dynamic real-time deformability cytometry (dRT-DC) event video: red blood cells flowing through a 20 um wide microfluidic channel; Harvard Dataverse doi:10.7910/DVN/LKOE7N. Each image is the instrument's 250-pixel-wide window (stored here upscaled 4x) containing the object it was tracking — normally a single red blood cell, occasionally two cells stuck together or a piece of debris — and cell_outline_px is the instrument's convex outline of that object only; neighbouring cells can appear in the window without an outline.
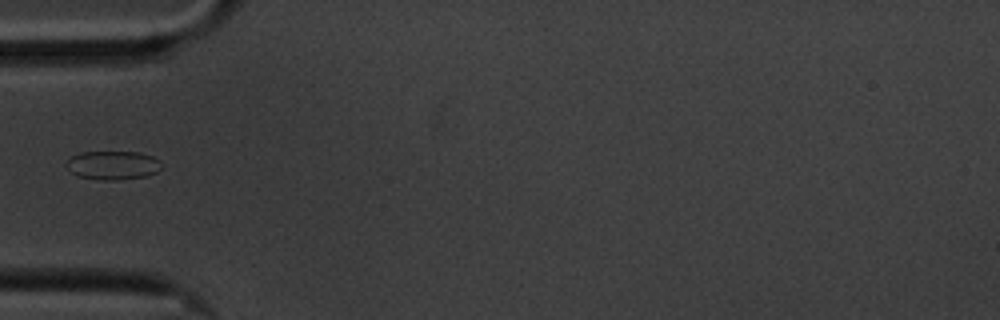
{"species": "common noctule bat (a hibernating species)", "species_latin": "Nyctalus noctula", "temperature_condition": "cold", "stored_images_in_passage": 41, "camera_frame_rate_fps": 3000, "um_per_image_px": 0.085, "animal": {"sex": "male", "body_mass_g": 20.1, "forearm_length_mm": 53.5}, "frame": {"image": 1, "passage_image": 1, "time_ms": 0.0, "image_size_px": [1000, 320], "cell_outline_px": [[160, 168], [156, 172], [148, 176], [116, 180], [100, 180], [80, 176], [72, 172], [68, 168], [68, 160], [72, 156], [80, 152], [140, 152], [152, 156], [160, 160]], "centroid_in_image_um": [9.63, 14.04], "position_along_channel_um": 75.4, "area_um2": 15.78}}
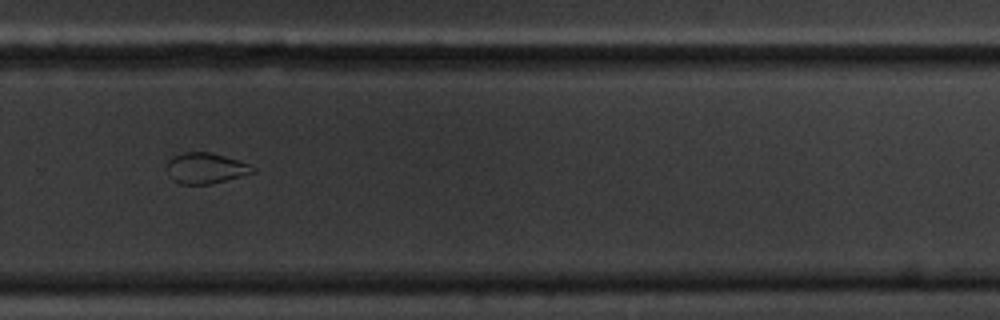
{"frame": {"image": 2, "passage_image": 22, "time_ms": 7.0, "image_size_px": [1000, 320], "cell_outline_px": [[256, 172], [208, 184], [180, 184], [172, 180], [168, 164], [168, 160], [172, 156], [184, 152], [212, 152], [248, 164], [256, 168]], "centroid_in_image_um": [17.48, 14.29], "position_along_channel_um": 312.3, "area_um2": 15.09}}
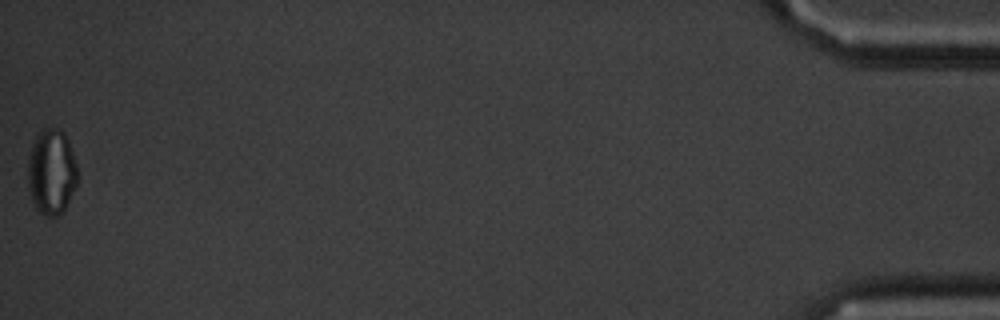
{"frame": {"image": 3, "passage_image": 41, "time_ms": 13.333, "image_size_px": [1000, 320], "cell_outline_px": [[76, 184], [64, 212], [60, 216], [48, 216], [40, 212], [36, 208], [32, 200], [28, 188], [28, 156], [32, 140], [44, 128], [56, 128], [64, 132], [68, 140], [76, 164]], "centroid_in_image_um": [4.35, 14.61], "position_along_channel_um": 430.8, "area_um2": 24.8}}